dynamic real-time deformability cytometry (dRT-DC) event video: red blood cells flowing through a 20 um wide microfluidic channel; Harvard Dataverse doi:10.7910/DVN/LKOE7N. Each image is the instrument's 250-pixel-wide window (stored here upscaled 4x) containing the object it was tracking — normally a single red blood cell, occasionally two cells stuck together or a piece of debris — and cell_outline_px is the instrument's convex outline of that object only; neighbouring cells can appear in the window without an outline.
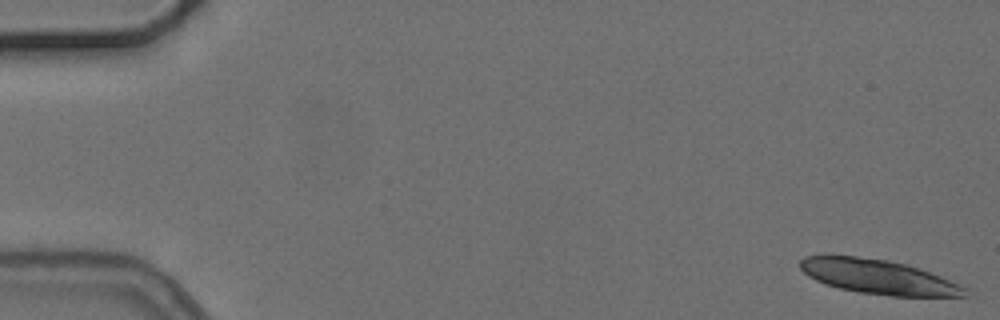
{"species": "common noctule bat (a hibernating species)", "species_latin": "Nyctalus noctula", "temperature_condition": "cold", "stored_images_in_passage": 6, "camera_frame_rate_fps": 3000, "um_per_image_px": 0.085, "animal": {"sex": "female", "body_mass_g": 24.6, "forearm_length_mm": 56.2}, "frame": {"image": 1, "passage_image": 1, "time_ms": 0.0, "image_size_px": [1000, 320], "cell_outline_px": [[968, 296], [892, 296], [860, 292], [840, 288], [824, 284], [808, 276], [800, 268], [800, 260], [804, 256], [824, 252], [888, 260], [904, 264], [940, 276], [960, 284], [968, 288]], "centroid_in_image_um": [74.57, 23.49], "position_along_channel_um": 10.4, "area_um2": 33.52}}
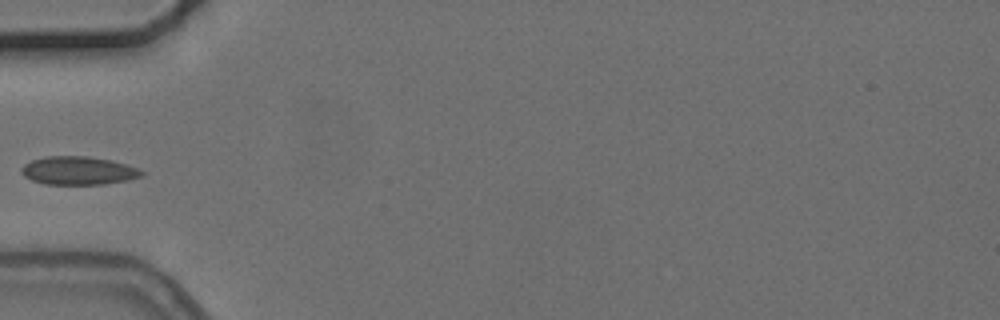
{"frame": {"image": 2, "passage_image": 6, "time_ms": 6.0, "image_size_px": [1000, 320], "cell_outline_px": [[144, 176], [128, 180], [104, 184], [44, 184], [32, 180], [24, 176], [20, 172], [20, 168], [24, 164], [32, 160], [44, 156], [88, 156], [112, 160], [128, 164], [140, 168], [144, 172]], "centroid_in_image_um": [6.69, 14.49], "position_along_channel_um": 78.3, "area_um2": 20.11}}